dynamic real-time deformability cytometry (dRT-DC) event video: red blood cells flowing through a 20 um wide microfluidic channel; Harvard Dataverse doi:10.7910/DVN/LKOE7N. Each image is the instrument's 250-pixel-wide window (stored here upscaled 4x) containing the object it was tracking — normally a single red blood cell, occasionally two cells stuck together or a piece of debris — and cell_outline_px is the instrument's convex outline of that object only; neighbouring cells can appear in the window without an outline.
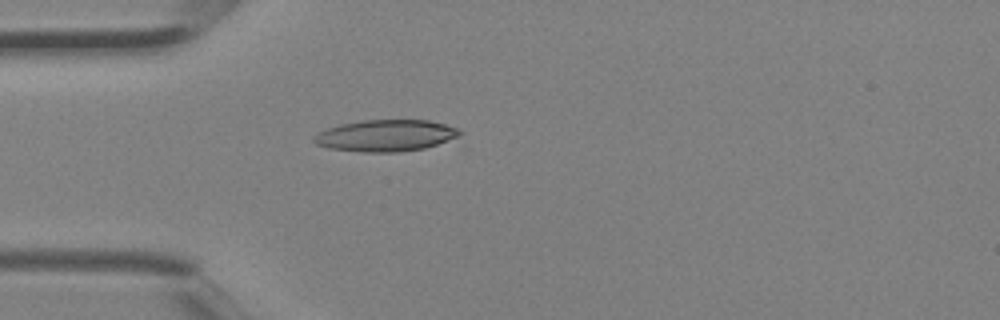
{"species": "Egyptian fruit bat (a non-hibernating species)", "species_latin": "Rousettus aegyptiacus", "temperature_condition": "room temperature", "stored_images_in_passage": 3, "camera_frame_rate_fps": 3000, "um_per_image_px": 0.085, "animal": {"sex": "female"}, "frame": {"image": 1, "passage_image": 3, "time_ms": 0.667, "image_size_px": [1000, 320], "cell_outline_px": [[464, 132], [460, 136], [424, 148], [400, 152], [360, 152], [328, 148], [316, 144], [312, 140], [312, 136], [328, 128], [340, 124], [364, 120], [428, 120], [444, 124], [456, 128]], "centroid_in_image_um": [32.77, 11.53], "position_along_channel_um": 52.2, "area_um2": 26.82}}